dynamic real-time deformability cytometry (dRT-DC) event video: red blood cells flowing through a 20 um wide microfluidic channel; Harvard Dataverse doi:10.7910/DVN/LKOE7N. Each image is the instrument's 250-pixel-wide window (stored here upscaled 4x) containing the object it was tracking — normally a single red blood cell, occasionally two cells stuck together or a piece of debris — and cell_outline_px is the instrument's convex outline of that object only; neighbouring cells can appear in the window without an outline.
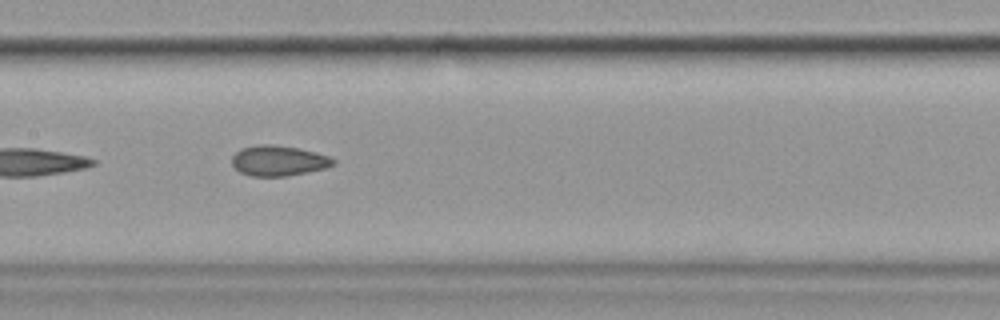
{"species": "common noctule bat (a hibernating species)", "species_latin": "Nyctalus noctula", "temperature_condition": "cold", "stored_images_in_passage": 10, "camera_frame_rate_fps": 3000, "um_per_image_px": 0.085, "animal": {"sex": "female", "body_mass_g": 19.9}, "frame": {"image": 1, "passage_image": 7, "time_ms": 8.0, "image_size_px": [1000, 320], "cell_outline_px": [[336, 164], [324, 168], [308, 172], [288, 176], [252, 176], [240, 172], [232, 164], [232, 156], [240, 148], [256, 144], [272, 144], [296, 148], [316, 152], [328, 156], [336, 160]], "centroid_in_image_um": [23.66, 13.65], "position_along_channel_um": 183.7, "area_um2": 17.98}}